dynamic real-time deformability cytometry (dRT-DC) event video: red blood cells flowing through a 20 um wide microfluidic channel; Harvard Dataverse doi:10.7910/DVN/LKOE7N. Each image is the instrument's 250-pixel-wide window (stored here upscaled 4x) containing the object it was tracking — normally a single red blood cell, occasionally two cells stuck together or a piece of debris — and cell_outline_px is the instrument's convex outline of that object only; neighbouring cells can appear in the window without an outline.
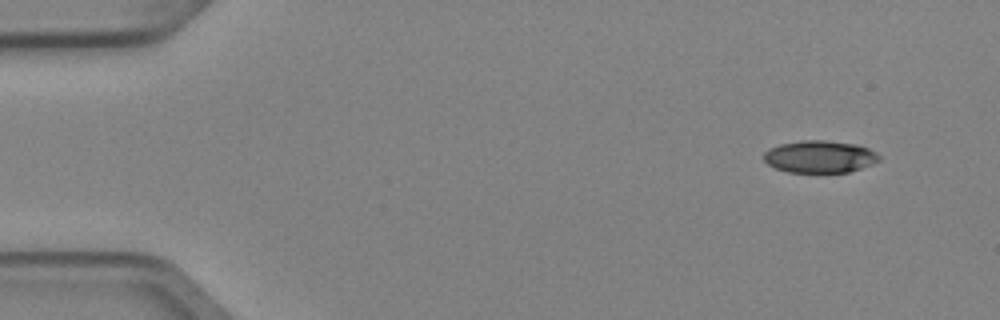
{"species": "Egyptian fruit bat (a non-hibernating species)", "species_latin": "Rousettus aegyptiacus", "temperature_condition": "cold", "stored_images_in_passage": 4, "camera_frame_rate_fps": 3000, "um_per_image_px": 0.085, "animal": {"sex": "female"}, "frame": {"image": 1, "passage_image": 1, "time_ms": 0.0, "image_size_px": [1000, 320], "cell_outline_px": [[880, 160], [872, 164], [848, 172], [788, 172], [776, 168], [768, 164], [764, 160], [764, 152], [780, 144], [800, 140], [824, 140], [852, 144], [868, 148], [876, 152], [880, 156]], "centroid_in_image_um": [69.68, 13.32], "position_along_channel_um": 15.3, "area_um2": 21.44}}